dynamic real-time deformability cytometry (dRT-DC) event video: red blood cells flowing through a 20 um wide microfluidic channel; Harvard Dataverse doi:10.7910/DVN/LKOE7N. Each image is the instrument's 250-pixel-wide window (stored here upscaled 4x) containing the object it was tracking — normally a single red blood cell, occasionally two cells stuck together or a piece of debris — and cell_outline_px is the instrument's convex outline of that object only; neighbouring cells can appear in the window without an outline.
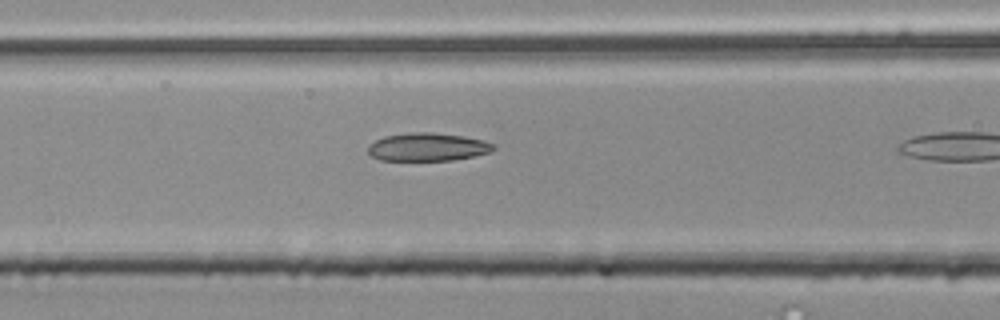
{"species": "common noctule bat (a hibernating species)", "species_latin": "Nyctalus noctula", "temperature_condition": "room temperature", "stored_images_in_passage": 4, "camera_frame_rate_fps": 3000, "um_per_image_px": 0.085, "animal": {"sex": "male", "body_mass_g": 20.4}, "frame": {"image": 1, "passage_image": 4, "time_ms": 1.0, "image_size_px": [1000, 320], "cell_outline_px": [[496, 148], [492, 152], [452, 160], [380, 160], [372, 156], [368, 152], [368, 144], [384, 136], [408, 132], [432, 132], [464, 136], [484, 140], [496, 144]], "centroid_in_image_um": [36.37, 12.48], "position_along_channel_um": 130.2, "area_um2": 20.69}}